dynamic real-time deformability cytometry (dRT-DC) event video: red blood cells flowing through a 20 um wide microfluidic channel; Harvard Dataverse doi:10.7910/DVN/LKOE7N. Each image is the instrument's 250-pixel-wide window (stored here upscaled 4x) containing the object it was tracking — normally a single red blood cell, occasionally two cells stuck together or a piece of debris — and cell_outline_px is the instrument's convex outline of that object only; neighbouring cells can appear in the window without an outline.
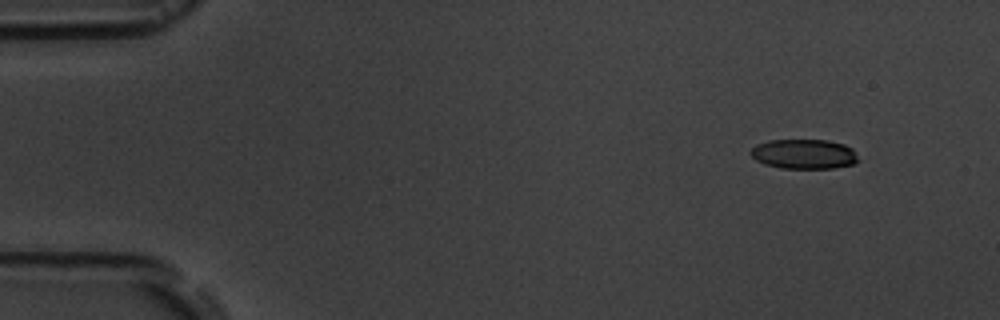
{"species": "common noctule bat (a hibernating species)", "species_latin": "Nyctalus noctula", "temperature_condition": "room temperature", "stored_images_in_passage": 8, "camera_frame_rate_fps": 3000, "um_per_image_px": 0.085, "animal": {"sex": "male", "body_mass_g": 19.5, "forearm_length_mm": 54.6}, "frame": {"image": 1, "passage_image": 1, "time_ms": 0.0, "image_size_px": [1000, 320], "cell_outline_px": [[860, 160], [852, 164], [832, 168], [780, 168], [764, 164], [756, 160], [748, 152], [756, 144], [768, 140], [828, 140], [844, 144], [852, 148]], "centroid_in_image_um": [68.32, 13.09], "position_along_channel_um": 16.7, "area_um2": 18.73}}
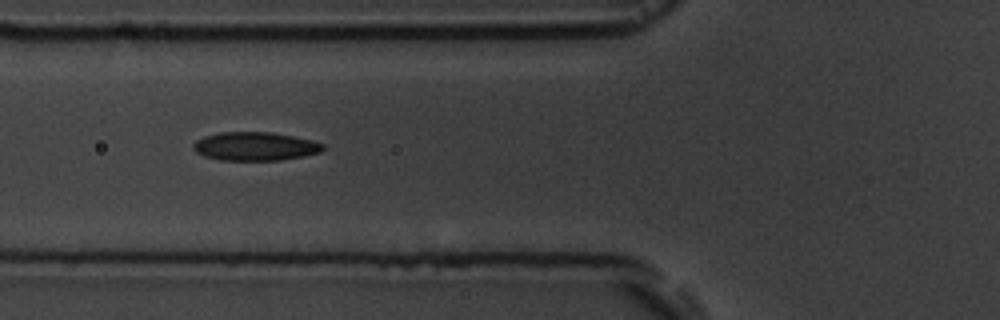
{"frame": {"image": 2, "passage_image": 5, "time_ms": 5.333, "image_size_px": [1000, 320], "cell_outline_px": [[324, 148], [320, 152], [304, 156], [280, 160], [220, 160], [204, 156], [196, 152], [192, 148], [192, 144], [196, 140], [204, 136], [220, 132], [272, 132], [312, 140], [324, 144]], "centroid_in_image_um": [21.66, 12.43], "position_along_channel_um": 104.1, "area_um2": 21.62}}
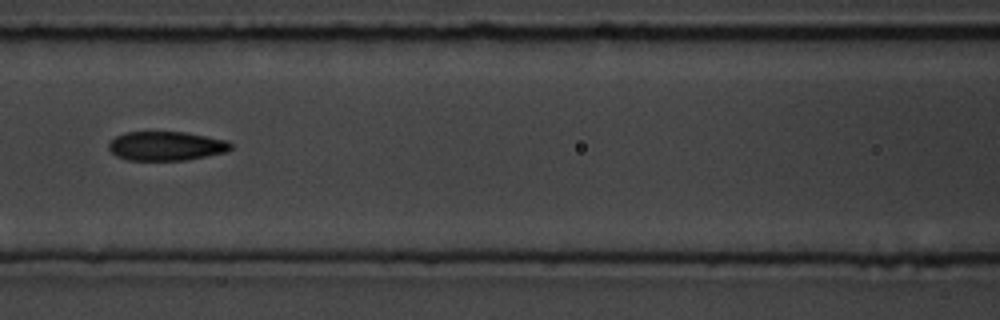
{"frame": {"image": 3, "passage_image": 6, "time_ms": 6.667, "image_size_px": [1000, 320], "cell_outline_px": [[232, 148], [228, 152], [184, 160], [128, 160], [116, 156], [108, 148], [108, 144], [116, 136], [124, 132], [184, 132], [228, 140], [232, 144]], "centroid_in_image_um": [14.14, 12.41], "position_along_channel_um": 152.5, "area_um2": 20.75}}